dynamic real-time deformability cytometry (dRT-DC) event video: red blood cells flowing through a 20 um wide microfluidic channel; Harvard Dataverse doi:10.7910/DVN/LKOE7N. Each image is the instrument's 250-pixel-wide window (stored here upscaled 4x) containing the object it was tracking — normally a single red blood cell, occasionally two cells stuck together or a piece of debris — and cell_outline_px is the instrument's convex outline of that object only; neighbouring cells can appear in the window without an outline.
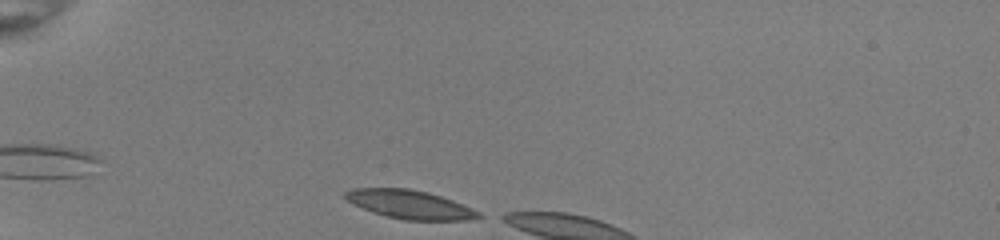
{"species": "common noctule bat (a hibernating species)", "species_latin": "Nyctalus noctula", "temperature_condition": "room temperature", "stored_images_in_passage": 4, "camera_frame_rate_fps": 3000, "um_per_image_px": 0.085, "animal": {"sex": "female", "body_mass_g": 22.0, "forearm_length_mm": 56.7}, "frame": {"image": 1, "passage_image": 1, "time_ms": 0.0, "image_size_px": [1000, 240], "cell_outline_px": [[484, 216], [464, 220], [404, 220], [388, 216], [364, 208], [348, 200], [344, 196], [344, 192], [352, 188], [408, 188], [428, 192], [452, 200], [480, 212]], "centroid_in_image_um": [34.86, 17.37], "position_along_channel_um": 50.1, "area_um2": 21.79}}